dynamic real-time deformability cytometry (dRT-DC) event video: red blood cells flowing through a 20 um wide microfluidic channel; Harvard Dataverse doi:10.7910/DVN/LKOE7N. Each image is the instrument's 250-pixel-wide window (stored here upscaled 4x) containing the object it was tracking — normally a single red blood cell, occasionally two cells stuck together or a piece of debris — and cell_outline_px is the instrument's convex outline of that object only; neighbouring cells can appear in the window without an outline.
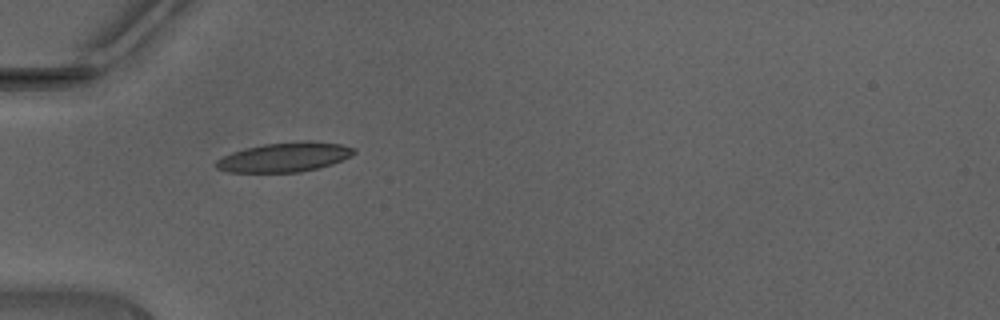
{"species": "Egyptian fruit bat (a non-hibernating species)", "species_latin": "Rousettus aegyptiacus", "temperature_condition": "warm", "stored_images_in_passage": 26, "camera_frame_rate_fps": 3000, "um_per_image_px": 0.085, "animal": {"sex": "male"}, "frame": {"image": 1, "passage_image": 1, "time_ms": 0.0, "image_size_px": [1000, 320], "cell_outline_px": [[356, 152], [332, 164], [300, 172], [228, 172], [216, 168], [216, 160], [232, 152], [244, 148], [264, 144], [304, 140], [308, 140], [340, 144], [356, 148]], "centroid_in_image_um": [24.17, 13.35], "position_along_channel_um": 60.8, "area_um2": 23.52}}
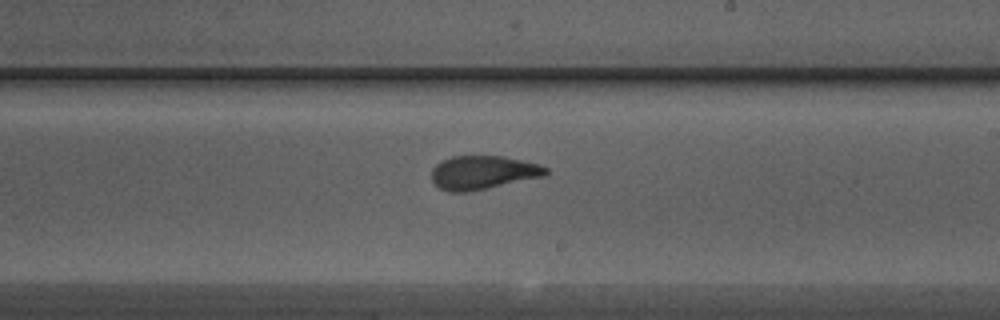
{"frame": {"image": 2, "passage_image": 14, "time_ms": 4.333, "image_size_px": [1000, 320], "cell_outline_px": [[548, 172], [544, 176], [468, 192], [448, 192], [440, 188], [432, 180], [432, 168], [440, 160], [452, 156], [504, 156], [540, 164], [548, 168]], "centroid_in_image_um": [41.04, 14.65], "position_along_channel_um": 248.0, "area_um2": 22.43}}
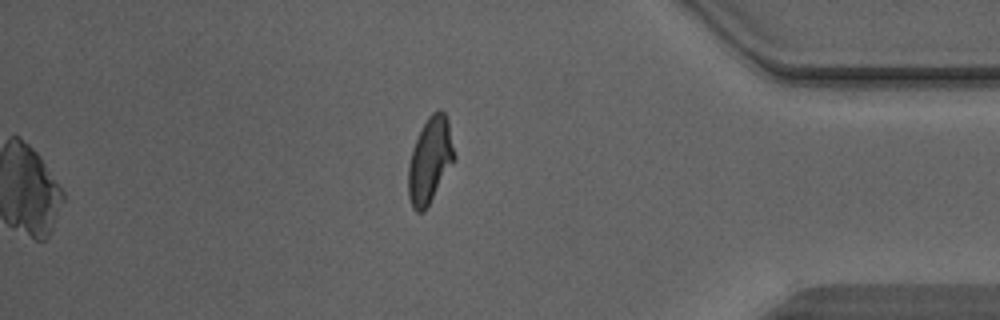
{"frame": {"image": 3, "passage_image": 26, "time_ms": 8.333, "image_size_px": [1000, 320], "cell_outline_px": [[456, 156], [424, 212], [416, 212], [412, 208], [408, 196], [408, 164], [412, 148], [428, 116], [432, 112], [440, 108], [444, 112], [448, 120]], "centroid_in_image_um": [36.53, 13.61], "position_along_channel_um": 398.7, "area_um2": 22.77}, "authors_computed_cell_mechanics": {"area_um2": 22.7732, "velocity_mm_per_s": 4.4608, "shape_relaxation_time_tau1_ms": 4.8116, "shape_relaxation_time_tau2_ms": 1.5226, "deformation_change_tau1": 0.1994, "deformation_change_tau2": 0.0866}}